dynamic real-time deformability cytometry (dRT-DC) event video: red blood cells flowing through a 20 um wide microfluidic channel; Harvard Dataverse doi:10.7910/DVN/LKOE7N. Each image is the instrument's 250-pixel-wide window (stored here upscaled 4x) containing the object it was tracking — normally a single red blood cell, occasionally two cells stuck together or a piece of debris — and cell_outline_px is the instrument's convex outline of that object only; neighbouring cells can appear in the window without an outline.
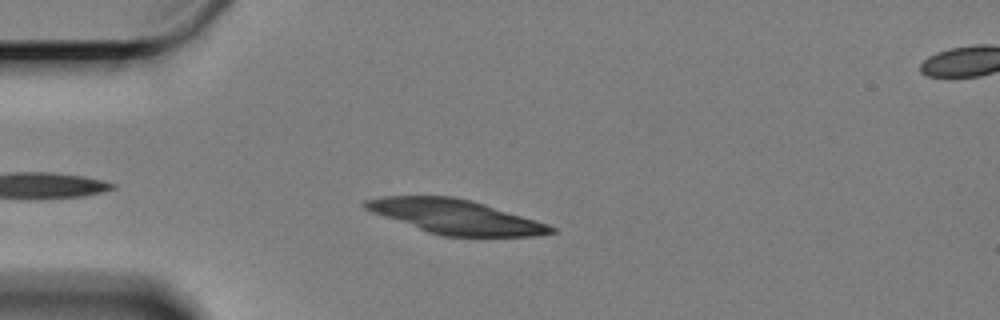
{"species": "Egyptian fruit bat (a non-hibernating species)", "species_latin": "Rousettus aegyptiacus", "temperature_condition": "cold", "stored_images_in_passage": 47, "camera_frame_rate_fps": 3000, "um_per_image_px": 0.085, "animal": {"sex": "female"}, "frame": {"image": 1, "passage_image": 6, "time_ms": 1.667, "image_size_px": [1000, 320], "cell_outline_px": [[556, 232], [536, 236], [444, 236], [428, 232], [372, 212], [364, 208], [360, 204], [364, 200], [384, 196], [452, 196], [472, 200], [536, 220], [548, 224], [556, 228]], "centroid_in_image_um": [38.71, 18.41], "position_along_channel_um": 46.3, "area_um2": 36.88}}